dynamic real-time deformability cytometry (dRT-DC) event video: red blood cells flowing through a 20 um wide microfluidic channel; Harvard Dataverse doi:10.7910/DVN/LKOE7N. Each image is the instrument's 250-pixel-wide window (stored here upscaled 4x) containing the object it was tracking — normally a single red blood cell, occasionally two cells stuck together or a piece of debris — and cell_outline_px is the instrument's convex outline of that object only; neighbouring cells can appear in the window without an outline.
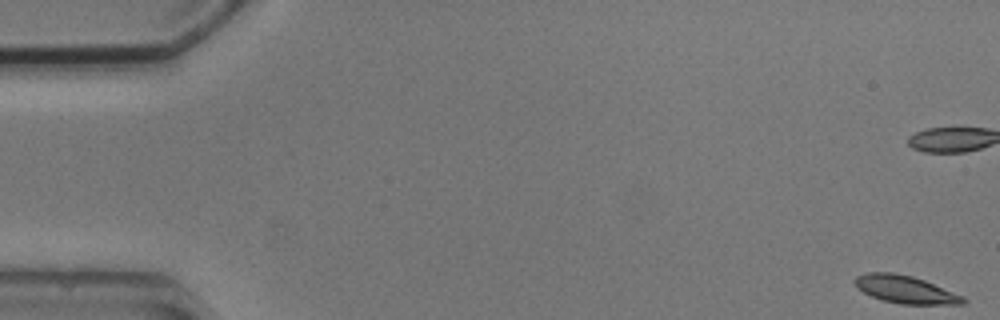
{"species": "common noctule bat (a hibernating species)", "species_latin": "Nyctalus noctula", "temperature_condition": "cold", "stored_images_in_passage": 6, "camera_frame_rate_fps": 3000, "um_per_image_px": 0.085, "animal": {"sex": "male", "body_mass_g": 20.5, "forearm_length_mm": 52.5}, "frame": {"image": 1, "passage_image": 1, "time_ms": 0.0, "image_size_px": [1000, 320], "cell_outline_px": [[968, 300], [964, 304], [900, 304], [884, 300], [872, 296], [856, 288], [852, 280], [856, 276], [868, 272], [892, 272], [912, 276], [924, 280], [964, 296]], "centroid_in_image_um": [76.94, 24.6], "position_along_channel_um": 8.1, "area_um2": 17.51}}
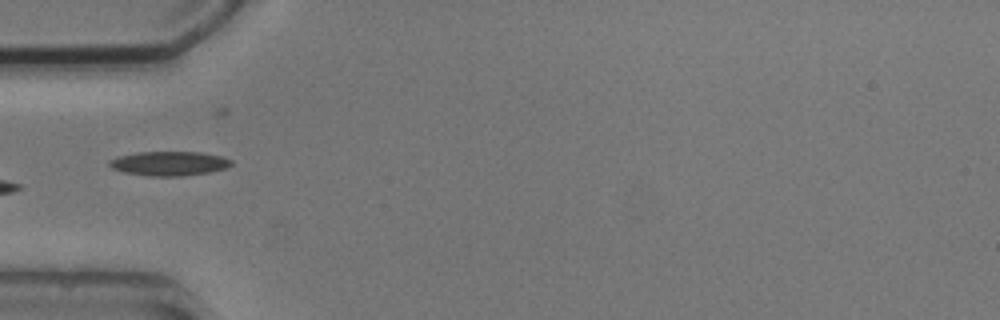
{"frame": {"image": 2, "passage_image": 4, "time_ms": 6.0, "image_size_px": [1000, 320], "cell_outline_px": [[232, 164], [228, 168], [208, 172], [184, 176], [152, 176], [124, 172], [112, 168], [108, 164], [108, 160], [120, 156], [136, 152], [200, 152], [220, 156], [232, 160]], "centroid_in_image_um": [14.39, 13.89], "position_along_channel_um": 70.6, "area_um2": 17.22}}